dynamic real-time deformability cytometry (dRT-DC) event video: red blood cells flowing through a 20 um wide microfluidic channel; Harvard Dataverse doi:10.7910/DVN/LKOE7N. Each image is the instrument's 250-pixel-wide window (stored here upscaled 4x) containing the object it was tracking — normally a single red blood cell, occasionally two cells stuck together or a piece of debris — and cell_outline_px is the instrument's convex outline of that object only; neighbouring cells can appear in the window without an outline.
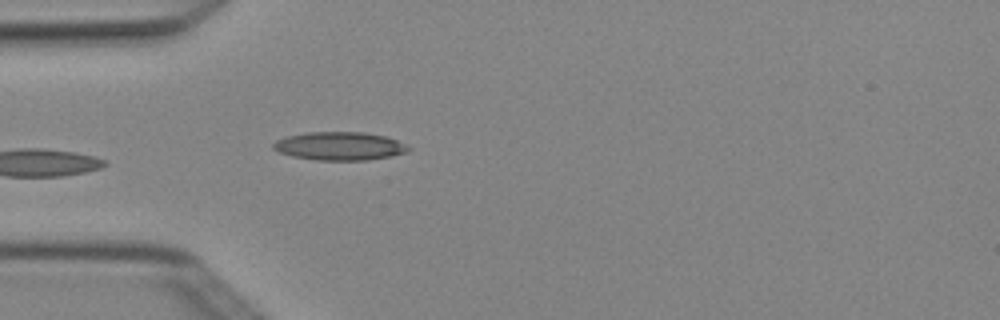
{"species": "Egyptian fruit bat (a non-hibernating species)", "species_latin": "Rousettus aegyptiacus", "temperature_condition": "cold", "stored_images_in_passage": 4, "camera_frame_rate_fps": 3000, "um_per_image_px": 0.085, "animal": {"sex": "female"}, "frame": {"image": 1, "passage_image": 4, "time_ms": 1.0, "image_size_px": [1000, 320], "cell_outline_px": [[412, 148], [408, 152], [392, 156], [368, 160], [316, 160], [292, 156], [280, 152], [272, 148], [272, 144], [276, 140], [288, 136], [304, 132], [364, 132], [384, 136], [396, 140]], "centroid_in_image_um": [28.87, 12.42], "position_along_channel_um": 56.1, "area_um2": 22.31}}